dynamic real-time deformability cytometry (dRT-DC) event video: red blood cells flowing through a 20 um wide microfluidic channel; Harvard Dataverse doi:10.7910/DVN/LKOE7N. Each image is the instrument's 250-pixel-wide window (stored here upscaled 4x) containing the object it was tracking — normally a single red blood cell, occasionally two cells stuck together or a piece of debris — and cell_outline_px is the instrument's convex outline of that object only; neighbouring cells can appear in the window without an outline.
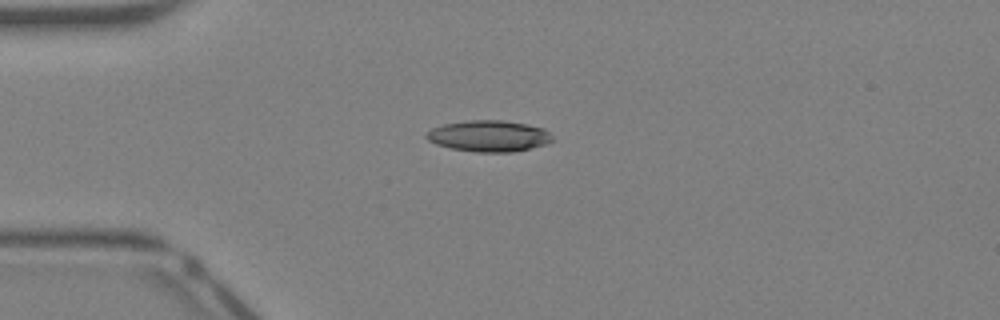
{"species": "Egyptian fruit bat (a non-hibernating species)", "species_latin": "Rousettus aegyptiacus", "temperature_condition": "warm", "stored_images_in_passage": 31, "camera_frame_rate_fps": 3000, "um_per_image_px": 0.085, "animal": {"sex": "female"}, "frame": {"image": 1, "passage_image": 1, "time_ms": 0.0, "image_size_px": [1000, 320], "cell_outline_px": [[556, 140], [548, 144], [512, 152], [476, 152], [452, 148], [436, 144], [428, 140], [424, 136], [432, 128], [444, 124], [468, 120], [500, 120], [528, 124], [544, 128]], "centroid_in_image_um": [41.59, 11.56], "position_along_channel_um": 43.4, "area_um2": 23.0}}
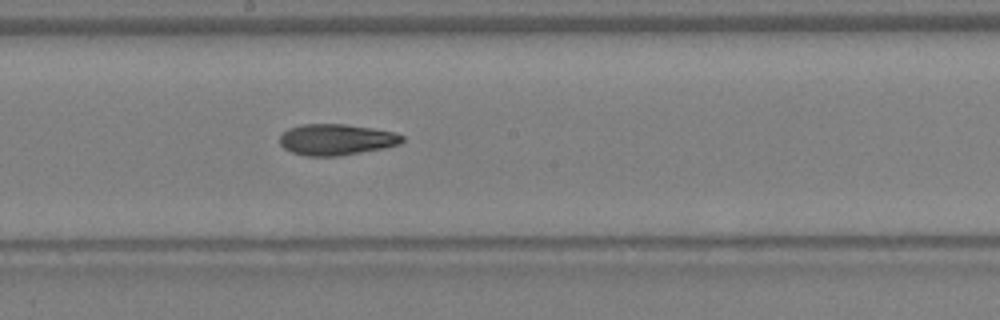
{"frame": {"image": 2, "passage_image": 13, "time_ms": 4.0, "image_size_px": [1000, 320], "cell_outline_px": [[404, 140], [400, 144], [384, 148], [340, 156], [304, 156], [292, 152], [284, 148], [280, 144], [280, 136], [288, 128], [300, 124], [344, 124], [372, 128], [396, 132], [404, 136]], "centroid_in_image_um": [28.6, 11.86], "position_along_channel_um": 219.6, "area_um2": 22.37}}
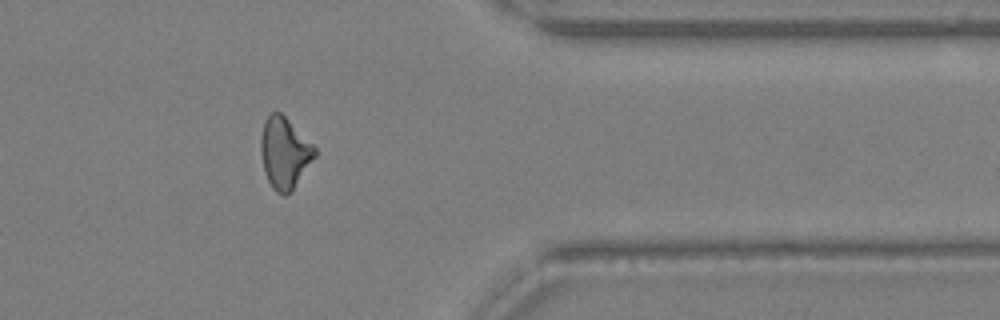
{"frame": {"image": 3, "passage_image": 24, "time_ms": 7.667, "image_size_px": [1000, 320], "cell_outline_px": [[316, 156], [292, 188], [284, 196], [276, 192], [272, 188], [268, 180], [264, 168], [260, 152], [260, 140], [264, 120], [272, 112], [280, 112], [316, 148]], "centroid_in_image_um": [24.16, 12.98], "position_along_channel_um": 387.2, "area_um2": 21.85}}